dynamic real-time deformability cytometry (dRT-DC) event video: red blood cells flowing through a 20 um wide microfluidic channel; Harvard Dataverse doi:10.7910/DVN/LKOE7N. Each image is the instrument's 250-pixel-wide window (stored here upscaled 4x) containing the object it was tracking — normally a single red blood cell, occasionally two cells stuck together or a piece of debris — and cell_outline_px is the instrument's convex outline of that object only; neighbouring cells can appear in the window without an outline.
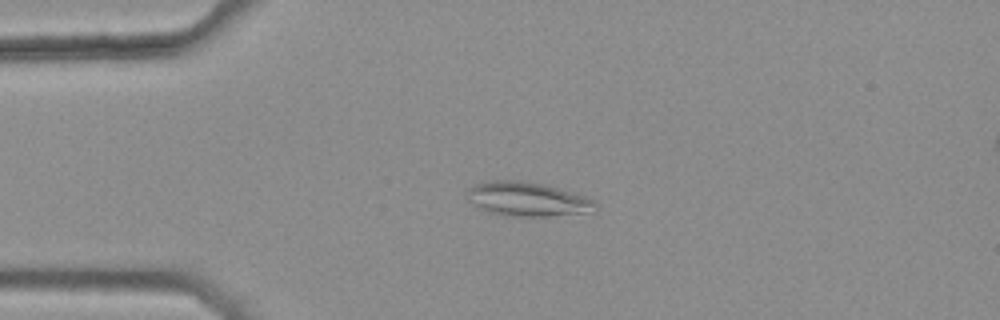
{"species": "common noctule bat (a hibernating species)", "species_latin": "Nyctalus noctula", "temperature_condition": "warm", "stored_images_in_passage": 3, "segment_of_instrument_passage": [1, 2], "camera_frame_rate_fps": 3000, "um_per_image_px": 0.085, "animal": {"sex": "female", "body_mass_g": 25.1}, "frame": {"image": 1, "passage_image": 1, "time_ms": 0.0, "image_size_px": [1000, 320], "cell_outline_px": [[596, 204], [584, 212], [548, 216], [500, 216], [484, 212], [468, 200], [468, 188], [476, 184], [488, 180], [520, 180], [544, 184], [584, 196], [596, 200]], "centroid_in_image_um": [44.71, 16.92], "position_along_channel_um": 40.3, "area_um2": 25.37}}